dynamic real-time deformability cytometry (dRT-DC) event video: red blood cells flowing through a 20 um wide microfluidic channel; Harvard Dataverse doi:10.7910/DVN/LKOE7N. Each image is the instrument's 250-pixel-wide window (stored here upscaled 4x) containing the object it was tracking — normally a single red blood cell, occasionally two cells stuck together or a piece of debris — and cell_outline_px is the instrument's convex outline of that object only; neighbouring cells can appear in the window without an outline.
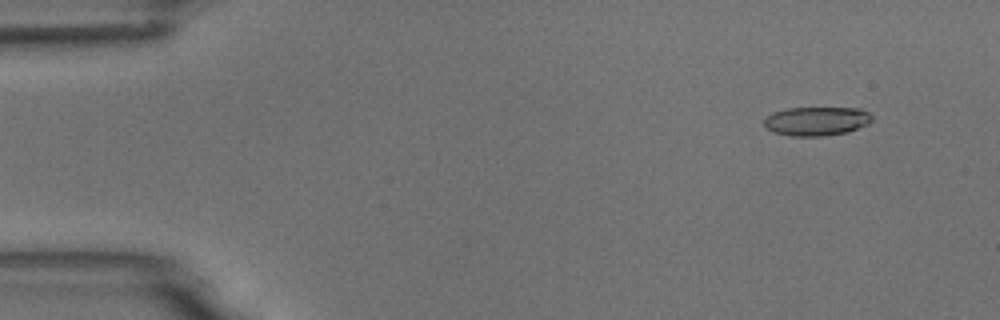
{"species": "common noctule bat (a hibernating species)", "species_latin": "Nyctalus noctula", "temperature_condition": "room temperature", "stored_images_in_passage": 6, "segment_of_instrument_passage": [2, 2], "camera_frame_rate_fps": 3000, "um_per_image_px": 0.085, "animal": {"sex": "male", "body_mass_g": 18.8}, "frame": {"image": 1, "passage_image": 6, "time_ms": 6.667, "image_size_px": [1000, 320], "cell_outline_px": [[872, 120], [868, 124], [848, 132], [824, 136], [792, 136], [772, 132], [764, 124], [764, 120], [772, 112], [784, 108], [860, 108], [868, 112], [872, 116]], "centroid_in_image_um": [69.41, 10.29], "position_along_channel_um": 15.6, "area_um2": 18.26}}